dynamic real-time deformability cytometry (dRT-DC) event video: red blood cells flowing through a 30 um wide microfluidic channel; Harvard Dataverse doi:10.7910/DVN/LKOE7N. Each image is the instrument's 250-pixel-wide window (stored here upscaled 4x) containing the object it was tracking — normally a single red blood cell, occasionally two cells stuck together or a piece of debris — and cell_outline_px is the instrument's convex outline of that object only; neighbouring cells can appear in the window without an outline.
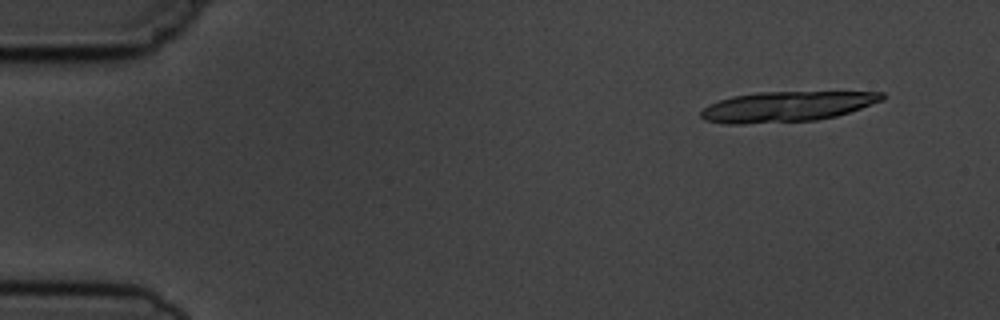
{"species": "common noctule bat (a hibernating species)", "species_latin": "Nyctalus noctula", "temperature_condition": "cold", "stored_images_in_passage": 5, "camera_frame_rate_fps": 3000, "um_per_image_px": 0.085, "animal": {"sex": "male", "body_mass_g": 19.5, "forearm_length_mm": 54.6}, "frame": {"image": 1, "passage_image": 1, "time_ms": 0.0, "image_size_px": [1000, 320], "cell_outline_px": [[884, 100], [836, 116], [816, 120], [744, 124], [724, 124], [704, 120], [700, 116], [700, 112], [708, 104], [732, 96], [756, 92], [884, 92]], "centroid_in_image_um": [66.82, 9.06], "position_along_channel_um": 18.2, "area_um2": 31.96}}
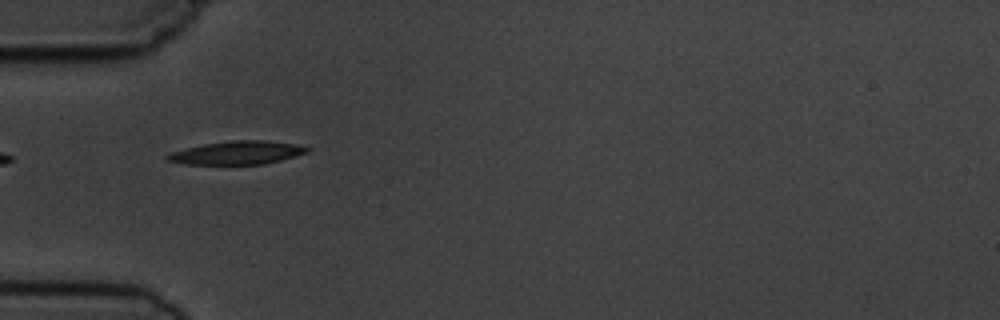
{"frame": {"image": 2, "passage_image": 4, "time_ms": 4.333, "image_size_px": [1000, 320], "cell_outline_px": [[312, 148], [308, 152], [296, 156], [264, 164], [184, 164], [168, 160], [164, 156], [172, 152], [204, 144], [232, 140], [264, 140], [296, 144]], "centroid_in_image_um": [20.21, 12.98], "position_along_channel_um": 64.8, "area_um2": 18.84}}
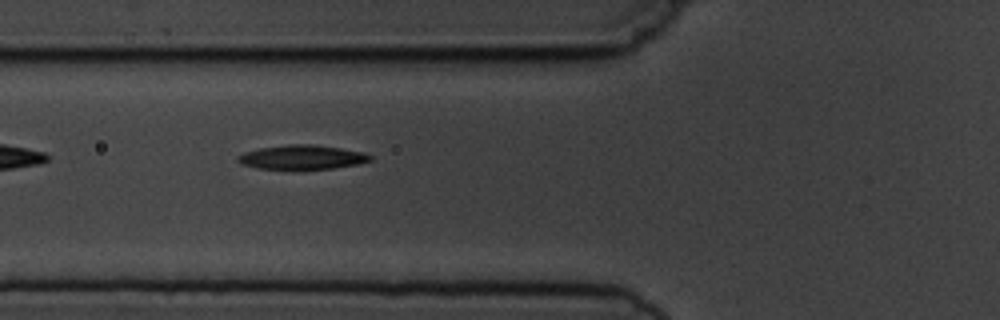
{"frame": {"image": 3, "passage_image": 5, "time_ms": 5.333, "image_size_px": [1000, 320], "cell_outline_px": [[372, 160], [360, 164], [332, 168], [256, 168], [240, 164], [236, 160], [236, 156], [244, 152], [260, 148], [288, 144], [312, 144], [340, 148], [364, 152], [372, 156]], "centroid_in_image_um": [25.67, 13.35], "position_along_channel_um": 100.1, "area_um2": 18.55}}